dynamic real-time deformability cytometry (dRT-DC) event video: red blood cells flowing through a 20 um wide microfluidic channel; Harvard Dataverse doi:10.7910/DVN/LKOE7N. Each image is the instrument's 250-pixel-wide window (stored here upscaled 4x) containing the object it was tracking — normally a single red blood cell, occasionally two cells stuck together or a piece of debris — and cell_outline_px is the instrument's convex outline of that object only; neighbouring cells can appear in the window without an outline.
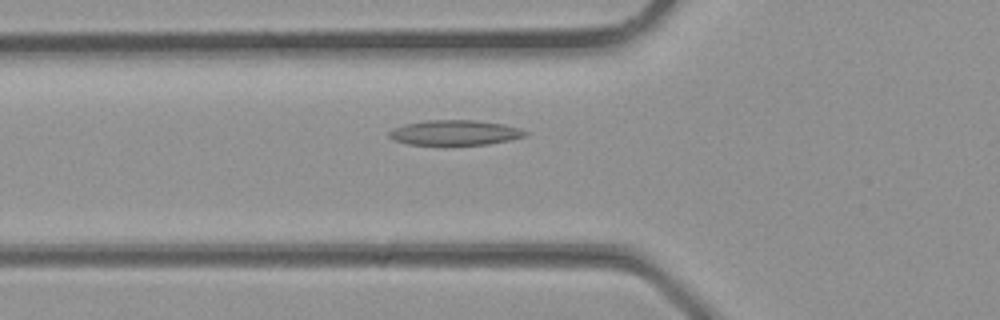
{"species": "common noctule bat (a hibernating species)", "species_latin": "Nyctalus noctula", "temperature_condition": "room temperature", "stored_images_in_passage": 28, "camera_frame_rate_fps": 3000, "um_per_image_px": 0.085, "animal": {"sex": "male", "body_mass_g": 23.1, "forearm_length_mm": 52.7}, "frame": {"image": 1, "passage_image": 9, "time_ms": 2.667, "image_size_px": [1000, 320], "cell_outline_px": [[528, 132], [524, 136], [508, 140], [488, 144], [408, 144], [396, 140], [388, 136], [388, 132], [396, 128], [408, 124], [428, 120], [476, 120], [504, 124], [520, 128]], "centroid_in_image_um": [38.71, 11.26], "position_along_channel_um": 87.1, "area_um2": 19.42}}
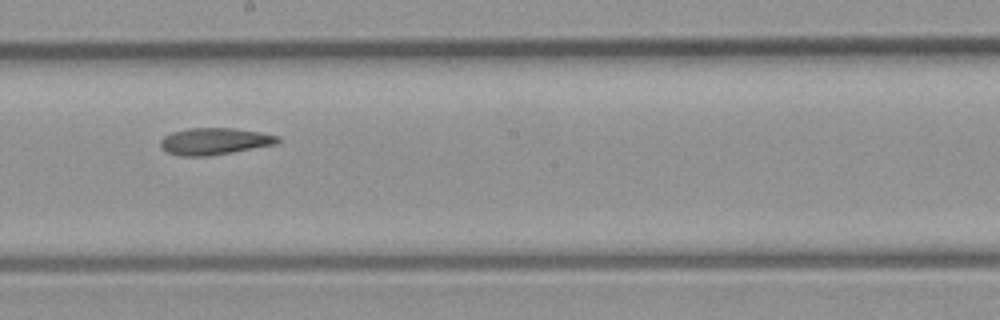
{"frame": {"image": 2, "passage_image": 16, "time_ms": 5.0, "image_size_px": [1000, 320], "cell_outline_px": [[280, 140], [276, 144], [232, 152], [208, 156], [180, 156], [168, 152], [160, 148], [160, 140], [164, 136], [172, 132], [188, 128], [232, 128], [260, 132], [280, 136]], "centroid_in_image_um": [18.21, 12.01], "position_along_channel_um": 230.0, "area_um2": 18.32}}
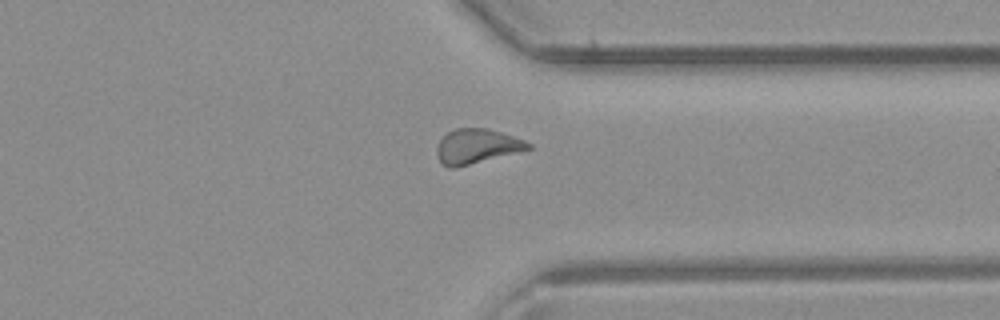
{"frame": {"image": 3, "passage_image": 23, "time_ms": 7.333, "image_size_px": [1000, 320], "cell_outline_px": [[532, 148], [520, 152], [452, 168], [448, 168], [436, 156], [436, 148], [440, 140], [448, 132], [456, 128], [488, 128], [524, 140], [532, 144]], "centroid_in_image_um": [40.53, 12.43], "position_along_channel_um": 370.9, "area_um2": 18.32}}